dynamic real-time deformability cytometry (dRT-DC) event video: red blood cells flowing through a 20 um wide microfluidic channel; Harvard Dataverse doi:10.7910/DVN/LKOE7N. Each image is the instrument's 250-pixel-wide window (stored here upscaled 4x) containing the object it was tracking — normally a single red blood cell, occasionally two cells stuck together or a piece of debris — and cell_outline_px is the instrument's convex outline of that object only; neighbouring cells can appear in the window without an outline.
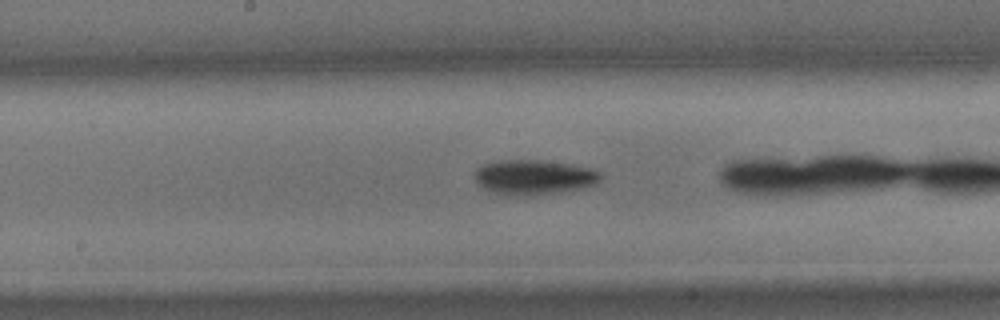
{"species": "common noctule bat (a hibernating species)", "species_latin": "Nyctalus noctula", "temperature_condition": "cold", "stored_images_in_passage": 42, "camera_frame_rate_fps": 3000, "um_per_image_px": 0.085, "animal": {"sex": "male", "body_mass_g": 15.6}, "frame": {"image": 1, "passage_image": 27, "time_ms": 8.667, "image_size_px": [1000, 320], "cell_outline_px": [[600, 180], [596, 184], [588, 188], [532, 196], [508, 196], [492, 192], [484, 188], [476, 180], [476, 168], [484, 164], [496, 160], [540, 160], [572, 164], [592, 168], [600, 172]], "centroid_in_image_um": [45.42, 15.07], "position_along_channel_um": 202.8, "area_um2": 25.95}}
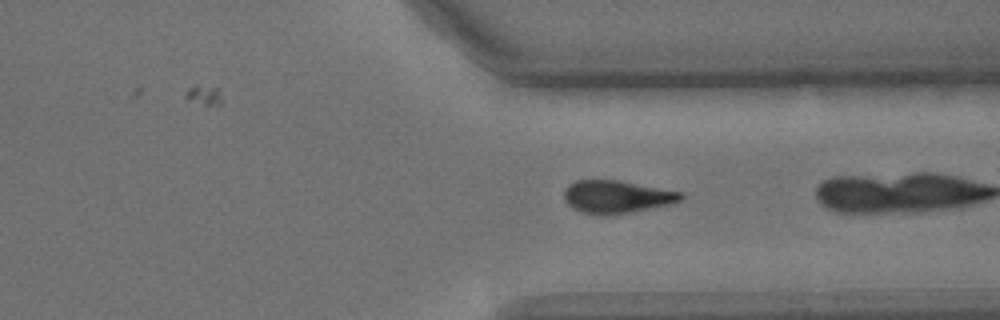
{"frame": {"image": 2, "passage_image": 40, "time_ms": 13.0, "image_size_px": [1000, 320], "cell_outline_px": [[684, 196], [680, 200], [668, 204], [628, 212], [580, 212], [572, 208], [564, 200], [564, 192], [568, 184], [576, 180], [616, 180], [684, 192]], "centroid_in_image_um": [52.4, 16.68], "position_along_channel_um": 359.0, "area_um2": 21.44}}